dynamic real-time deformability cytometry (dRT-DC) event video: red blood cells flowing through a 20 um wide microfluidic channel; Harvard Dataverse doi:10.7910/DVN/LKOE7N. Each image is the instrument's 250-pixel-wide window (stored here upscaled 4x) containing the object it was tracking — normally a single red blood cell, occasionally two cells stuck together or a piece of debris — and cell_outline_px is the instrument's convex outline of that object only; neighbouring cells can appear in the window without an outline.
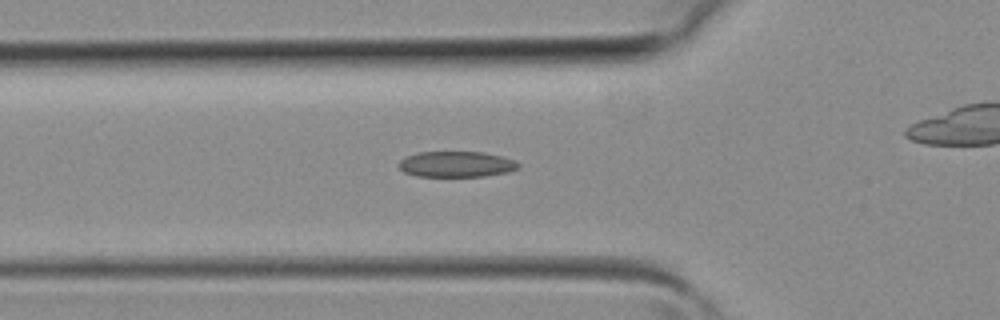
{"species": "common noctule bat (a hibernating species)", "species_latin": "Nyctalus noctula", "temperature_condition": "room temperature", "stored_images_in_passage": 29, "camera_frame_rate_fps": 3000, "um_per_image_px": 0.085, "animal": {"sex": "female", "body_mass_g": 19.3, "forearm_length_mm": 54.1}, "frame": {"image": 1, "passage_image": 10, "time_ms": 3.0, "image_size_px": [1000, 320], "cell_outline_px": [[520, 168], [508, 172], [484, 176], [416, 176], [404, 172], [396, 164], [400, 160], [408, 156], [420, 152], [484, 152], [516, 160], [520, 164]], "centroid_in_image_um": [38.81, 13.96], "position_along_channel_um": 87.0, "area_um2": 17.98}}
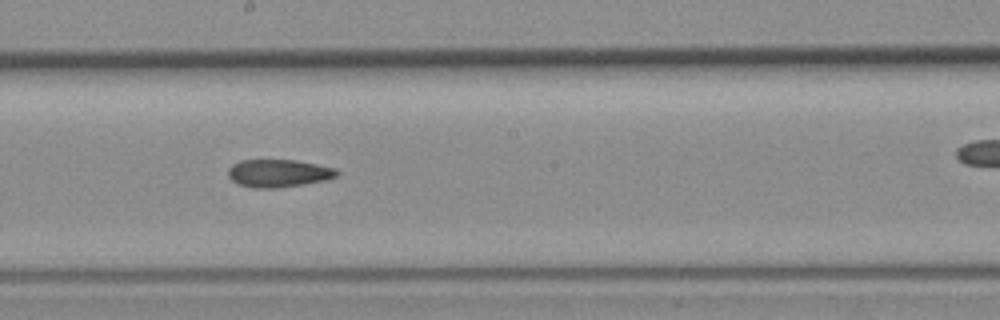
{"frame": {"image": 2, "passage_image": 18, "time_ms": 5.667, "image_size_px": [1000, 320], "cell_outline_px": [[340, 172], [336, 176], [324, 180], [304, 184], [276, 188], [256, 188], [240, 184], [232, 180], [228, 176], [228, 168], [232, 164], [240, 160], [296, 160], [336, 168]], "centroid_in_image_um": [23.67, 14.72], "position_along_channel_um": 224.5, "area_um2": 17.51}}
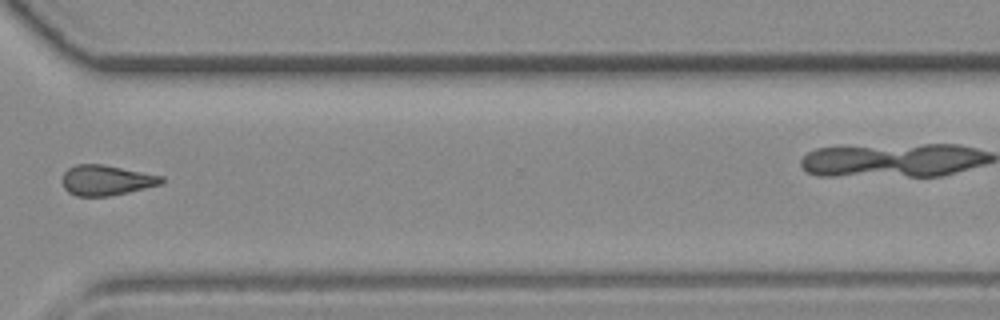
{"frame": {"image": 3, "passage_image": 26, "time_ms": 8.333, "image_size_px": [1000, 320], "cell_outline_px": [[164, 180], [160, 184], [128, 192], [108, 196], [76, 196], [68, 192], [64, 188], [60, 180], [64, 172], [68, 168], [76, 164], [100, 164], [164, 176]], "centroid_in_image_um": [8.98, 15.32], "position_along_channel_um": 361.6, "area_um2": 17.46}}